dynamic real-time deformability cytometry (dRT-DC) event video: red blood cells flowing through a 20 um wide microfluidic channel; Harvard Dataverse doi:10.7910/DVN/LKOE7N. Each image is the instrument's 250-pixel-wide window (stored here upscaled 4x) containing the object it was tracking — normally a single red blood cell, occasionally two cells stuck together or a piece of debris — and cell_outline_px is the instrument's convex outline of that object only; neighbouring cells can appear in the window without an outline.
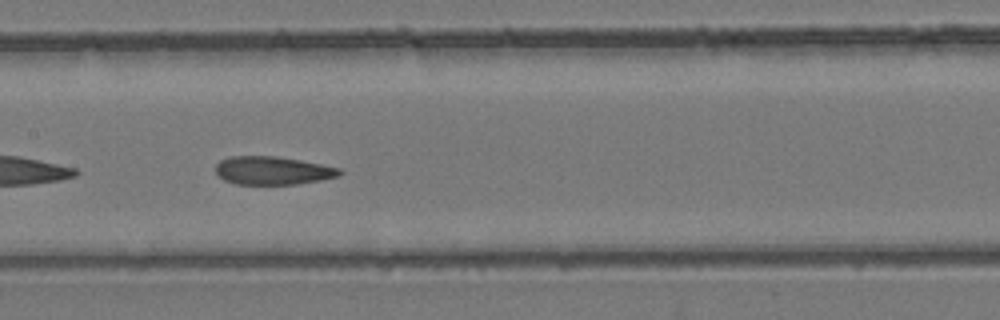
{"species": "common noctule bat (a hibernating species)", "species_latin": "Nyctalus noctula", "temperature_condition": "room temperature", "stored_images_in_passage": 29, "camera_frame_rate_fps": 3000, "um_per_image_px": 0.085, "animal": {"sex": "female", "body_mass_g": 24.6, "forearm_length_mm": 56.2}, "frame": {"image": 1, "passage_image": 13, "time_ms": 4.0, "image_size_px": [1000, 320], "cell_outline_px": [[344, 172], [340, 176], [320, 180], [296, 184], [236, 184], [224, 180], [216, 172], [216, 164], [220, 160], [232, 156], [276, 156], [300, 160], [340, 168]], "centroid_in_image_um": [23.19, 14.49], "position_along_channel_um": 184.2, "area_um2": 20.35}}